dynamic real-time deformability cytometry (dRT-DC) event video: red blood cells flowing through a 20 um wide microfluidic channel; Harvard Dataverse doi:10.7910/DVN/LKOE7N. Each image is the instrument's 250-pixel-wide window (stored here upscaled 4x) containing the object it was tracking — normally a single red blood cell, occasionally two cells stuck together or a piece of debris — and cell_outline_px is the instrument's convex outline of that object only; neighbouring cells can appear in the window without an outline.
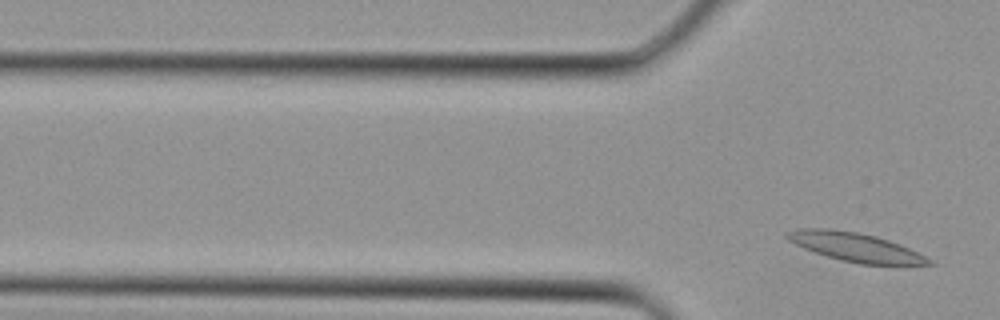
{"species": "Egyptian fruit bat (a non-hibernating species)", "species_latin": "Rousettus aegyptiacus", "temperature_condition": "cold", "stored_images_in_passage": 2, "segment_of_instrument_passage": [2, 2], "camera_frame_rate_fps": 3000, "um_per_image_px": 0.085, "animal": {"sex": "female"}, "frame": {"image": 1, "passage_image": 2, "time_ms": 0.333, "image_size_px": [1000, 320], "cell_outline_px": [[936, 264], [860, 264], [840, 260], [804, 248], [788, 240], [784, 236], [784, 232], [796, 228], [832, 228], [860, 232], [876, 236], [900, 244], [932, 260]], "centroid_in_image_um": [72.64, 20.97], "position_along_channel_um": 53.2, "area_um2": 23.7}}